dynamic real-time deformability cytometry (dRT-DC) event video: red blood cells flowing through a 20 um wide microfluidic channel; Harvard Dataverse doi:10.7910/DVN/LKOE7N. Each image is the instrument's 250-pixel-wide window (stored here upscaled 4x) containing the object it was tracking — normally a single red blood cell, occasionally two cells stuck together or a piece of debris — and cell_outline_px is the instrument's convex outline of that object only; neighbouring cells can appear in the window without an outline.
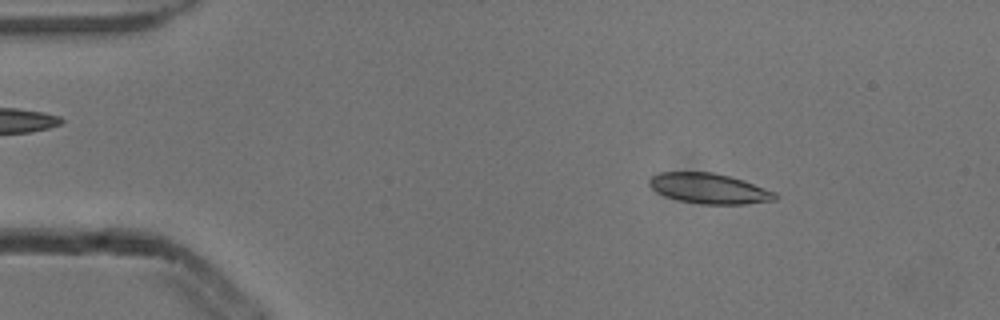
{"species": "common noctule bat (a hibernating species)", "species_latin": "Nyctalus noctula", "temperature_condition": "cold", "stored_images_in_passage": 5, "camera_frame_rate_fps": 3000, "um_per_image_px": 0.085, "animal": {"sex": "male", "body_mass_g": 13.3}, "frame": {"image": 1, "passage_image": 3, "time_ms": 0.667, "image_size_px": [1000, 320], "cell_outline_px": [[780, 196], [776, 200], [744, 204], [700, 204], [680, 200], [656, 192], [648, 184], [648, 180], [652, 176], [660, 172], [712, 172], [744, 180], [776, 192]], "centroid_in_image_um": [60.31, 16.02], "position_along_channel_um": 24.7, "area_um2": 22.2}}